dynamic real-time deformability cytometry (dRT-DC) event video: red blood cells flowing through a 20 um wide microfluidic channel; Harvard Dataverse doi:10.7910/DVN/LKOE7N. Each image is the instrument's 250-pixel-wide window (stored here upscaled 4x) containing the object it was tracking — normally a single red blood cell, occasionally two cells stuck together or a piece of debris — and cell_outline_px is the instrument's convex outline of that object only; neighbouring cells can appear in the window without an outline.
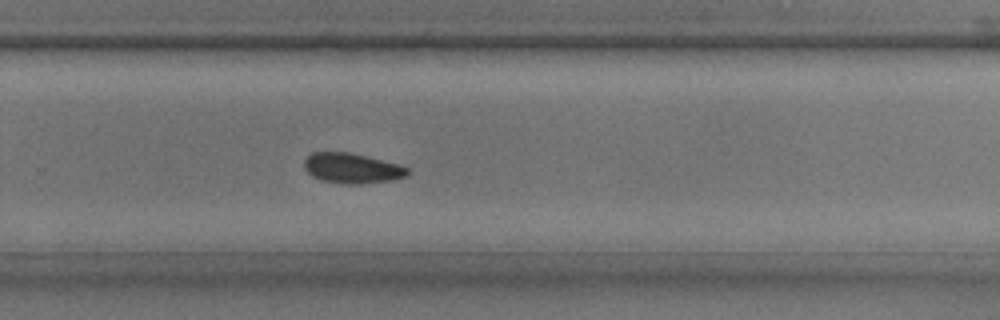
{"species": "common noctule bat (a hibernating species)", "species_latin": "Nyctalus noctula", "temperature_condition": "room temperature", "stored_images_in_passage": 22, "camera_frame_rate_fps": 3000, "um_per_image_px": 0.085, "animal": {"sex": "male", "body_mass_g": 17.9, "forearm_length_mm": 54.2}, "frame": {"image": 1, "passage_image": 13, "time_ms": 4.0, "image_size_px": [1000, 320], "cell_outline_px": [[408, 172], [404, 176], [392, 180], [356, 184], [348, 184], [324, 180], [312, 176], [304, 168], [304, 160], [312, 152], [348, 152], [400, 164], [408, 168]], "centroid_in_image_um": [29.9, 14.29], "position_along_channel_um": 299.9, "area_um2": 17.86}}
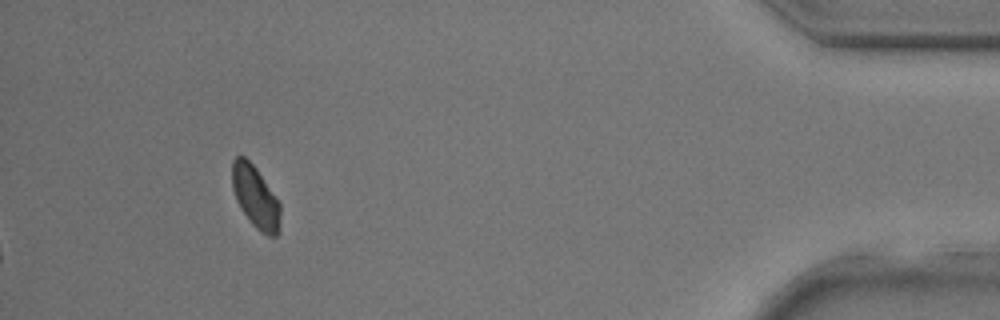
{"frame": {"image": 2, "passage_image": 22, "time_ms": 7.0, "image_size_px": [1000, 320], "cell_outline_px": [[280, 216], [276, 236], [268, 236], [260, 232], [252, 224], [240, 208], [236, 200], [232, 188], [232, 160], [236, 156], [244, 156], [256, 168], [280, 204]], "centroid_in_image_um": [21.68, 16.73], "position_along_channel_um": 413.5, "area_um2": 17.22}}